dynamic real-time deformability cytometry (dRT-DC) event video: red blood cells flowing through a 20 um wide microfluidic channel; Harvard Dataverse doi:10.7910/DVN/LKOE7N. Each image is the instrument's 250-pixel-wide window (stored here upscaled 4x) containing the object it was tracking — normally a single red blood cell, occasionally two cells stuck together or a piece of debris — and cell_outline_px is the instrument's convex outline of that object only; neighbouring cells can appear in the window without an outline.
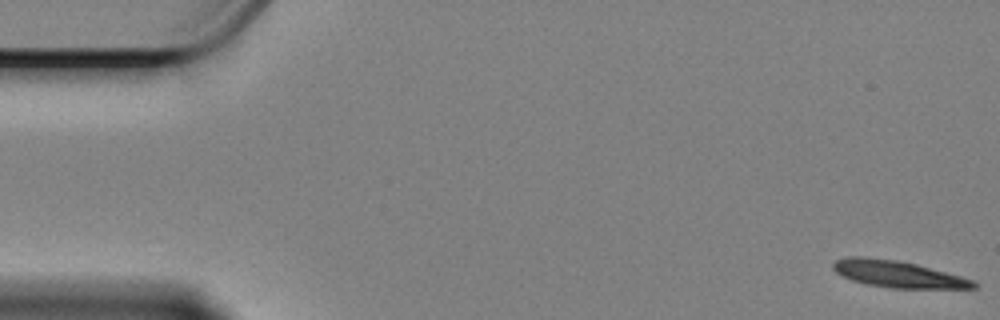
{"species": "Egyptian fruit bat (a non-hibernating species)", "species_latin": "Rousettus aegyptiacus", "temperature_condition": "cold", "stored_images_in_passage": 16, "camera_frame_rate_fps": 3000, "um_per_image_px": 0.085, "animal": {"sex": "female"}, "frame": {"image": 1, "passage_image": 1, "time_ms": 0.0, "image_size_px": [1000, 320], "cell_outline_px": [[980, 284], [976, 288], [892, 288], [868, 284], [852, 280], [836, 272], [832, 268], [832, 264], [836, 260], [848, 256], [864, 256], [900, 260], [916, 264], [960, 276], [972, 280]], "centroid_in_image_um": [76.3, 23.28], "position_along_channel_um": 8.7, "area_um2": 21.79}}
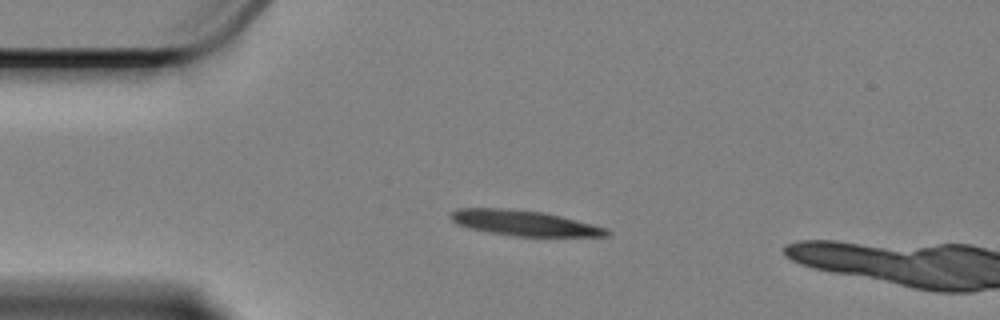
{"frame": {"image": 2, "passage_image": 13, "time_ms": 4.0, "image_size_px": [1000, 320], "cell_outline_px": [[612, 232], [608, 236], [512, 236], [488, 232], [468, 228], [456, 224], [448, 216], [456, 208], [504, 208], [544, 212], [608, 228]], "centroid_in_image_um": [44.53, 18.96], "position_along_channel_um": 40.5, "area_um2": 23.12}}